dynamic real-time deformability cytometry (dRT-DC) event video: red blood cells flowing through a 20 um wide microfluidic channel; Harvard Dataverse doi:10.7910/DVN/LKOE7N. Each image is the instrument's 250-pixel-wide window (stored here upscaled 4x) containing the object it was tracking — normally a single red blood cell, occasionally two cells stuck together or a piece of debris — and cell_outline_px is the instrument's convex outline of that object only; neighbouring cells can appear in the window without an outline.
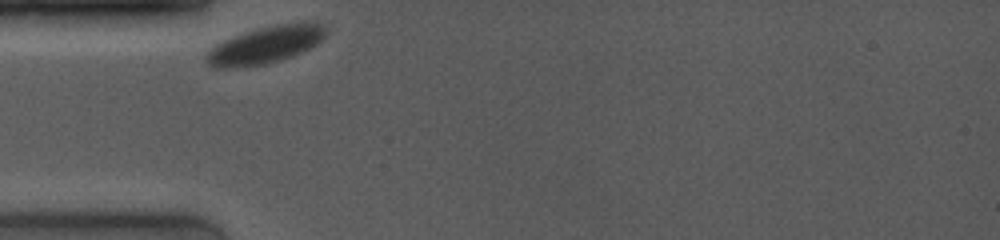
{"species": "common noctule bat (a hibernating species)", "species_latin": "Nyctalus noctula", "temperature_condition": "room temperature", "stored_images_in_passage": 4, "camera_frame_rate_fps": 4000, "um_per_image_px": 0.085, "animal": {"sex": "female", "body_mass_g": 19.0, "forearm_length_mm": 53.3}, "frame": {"image": 1, "passage_image": 1, "time_ms": 0.0, "image_size_px": [1000, 240], "cell_outline_px": [[328, 32], [316, 44], [292, 56], [280, 60], [264, 64], [224, 68], [212, 68], [204, 60], [204, 56], [216, 44], [224, 40], [244, 32], [256, 28], [276, 24], [300, 20], [304, 20], [320, 24]], "centroid_in_image_um": [22.55, 3.79], "position_along_channel_um": 62.4, "area_um2": 25.95}}
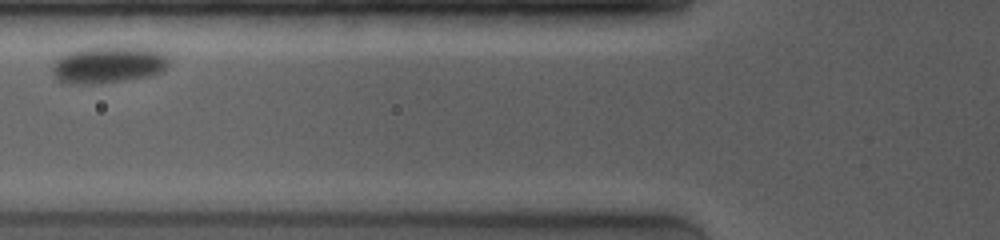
{"frame": {"image": 2, "passage_image": 3, "time_ms": 1.75, "image_size_px": [1000, 240], "cell_outline_px": [[168, 68], [152, 76], [124, 80], [92, 84], [68, 84], [56, 80], [52, 72], [52, 64], [60, 56], [68, 52], [80, 48], [116, 44], [156, 48], [164, 52], [168, 56]], "centroid_in_image_um": [9.24, 5.45], "position_along_channel_um": 116.6, "area_um2": 26.3}}